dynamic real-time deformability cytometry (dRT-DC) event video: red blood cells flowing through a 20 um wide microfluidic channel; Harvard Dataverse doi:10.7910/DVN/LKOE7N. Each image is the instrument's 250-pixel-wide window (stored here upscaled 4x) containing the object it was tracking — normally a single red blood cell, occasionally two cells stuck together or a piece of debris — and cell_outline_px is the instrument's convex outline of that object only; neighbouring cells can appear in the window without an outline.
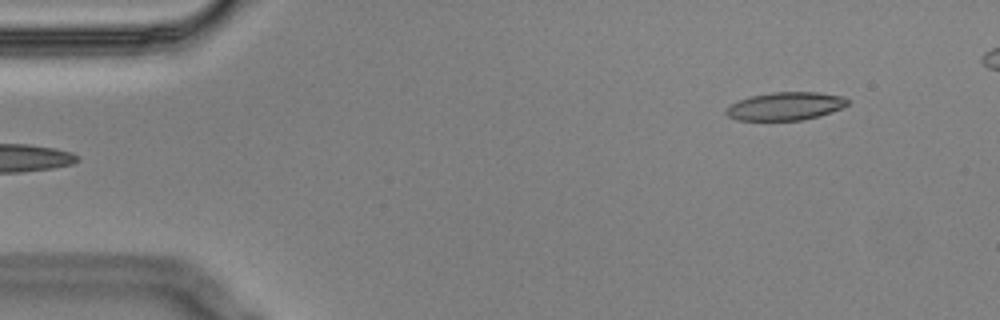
{"species": "Egyptian fruit bat (a non-hibernating species)", "species_latin": "Rousettus aegyptiacus", "temperature_condition": "cold", "stored_images_in_passage": 4, "segment_of_instrument_passage": [2, 2], "camera_frame_rate_fps": 3000, "um_per_image_px": 0.085, "animal": {"sex": "male"}, "frame": {"image": 1, "passage_image": 4, "time_ms": 1.0, "image_size_px": [1000, 320], "cell_outline_px": [[848, 104], [840, 108], [820, 116], [800, 120], [736, 120], [728, 116], [724, 112], [732, 104], [740, 100], [752, 96], [772, 92], [816, 92], [844, 96], [848, 100]], "centroid_in_image_um": [66.77, 9.02], "position_along_channel_um": 18.2, "area_um2": 19.65}}